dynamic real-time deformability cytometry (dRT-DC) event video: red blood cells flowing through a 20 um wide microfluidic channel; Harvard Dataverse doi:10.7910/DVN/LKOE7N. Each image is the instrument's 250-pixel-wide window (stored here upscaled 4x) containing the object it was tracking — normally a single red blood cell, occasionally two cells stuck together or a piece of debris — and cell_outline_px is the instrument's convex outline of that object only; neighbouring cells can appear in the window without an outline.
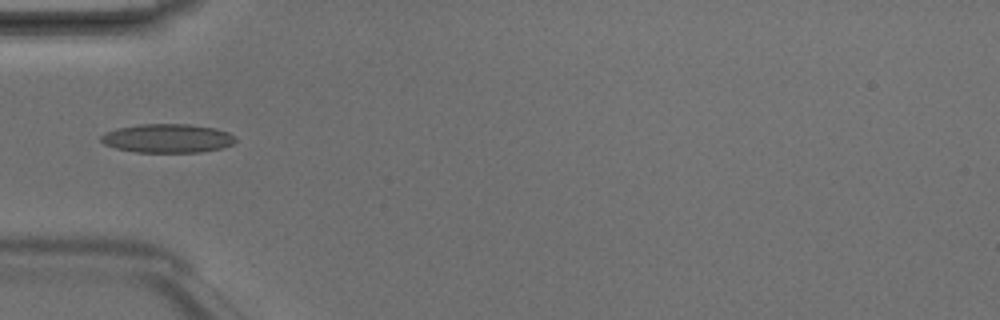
{"species": "Egyptian fruit bat (a non-hibernating species)", "species_latin": "Rousettus aegyptiacus", "temperature_condition": "room temperature", "stored_images_in_passage": 3, "camera_frame_rate_fps": 3000, "um_per_image_px": 0.085, "animal": {"sex": "male"}, "frame": {"image": 1, "passage_image": 3, "time_ms": 0.667, "image_size_px": [1000, 320], "cell_outline_px": [[236, 140], [232, 144], [220, 148], [200, 152], [136, 152], [116, 148], [104, 144], [100, 140], [100, 136], [104, 132], [116, 128], [140, 124], [188, 124], [216, 128], [228, 132]], "centroid_in_image_um": [14.19, 11.75], "position_along_channel_um": 70.8, "area_um2": 22.54}}